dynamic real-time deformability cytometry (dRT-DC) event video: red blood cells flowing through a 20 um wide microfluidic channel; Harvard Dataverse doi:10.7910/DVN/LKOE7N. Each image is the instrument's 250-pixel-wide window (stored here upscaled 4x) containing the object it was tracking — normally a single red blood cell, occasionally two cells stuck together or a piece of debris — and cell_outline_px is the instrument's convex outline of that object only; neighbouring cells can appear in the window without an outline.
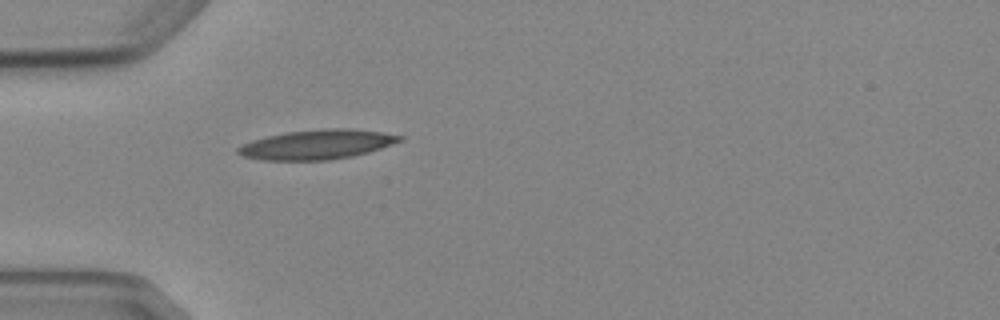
{"species": "Egyptian fruit bat (a non-hibernating species)", "species_latin": "Rousettus aegyptiacus", "temperature_condition": "cold", "stored_images_in_passage": 1, "camera_frame_rate_fps": 3000, "um_per_image_px": 0.085, "animal": {"sex": "female"}, "frame": {"image": 1, "passage_image": 1, "time_ms": 0.0, "image_size_px": [1000, 320], "cell_outline_px": [[404, 140], [368, 152], [352, 156], [328, 160], [264, 160], [244, 156], [236, 152], [236, 148], [252, 140], [268, 136], [288, 132], [324, 128], [352, 128], [380, 132], [404, 136]], "centroid_in_image_um": [26.97, 12.27], "position_along_channel_um": 58.0, "area_um2": 27.69}}